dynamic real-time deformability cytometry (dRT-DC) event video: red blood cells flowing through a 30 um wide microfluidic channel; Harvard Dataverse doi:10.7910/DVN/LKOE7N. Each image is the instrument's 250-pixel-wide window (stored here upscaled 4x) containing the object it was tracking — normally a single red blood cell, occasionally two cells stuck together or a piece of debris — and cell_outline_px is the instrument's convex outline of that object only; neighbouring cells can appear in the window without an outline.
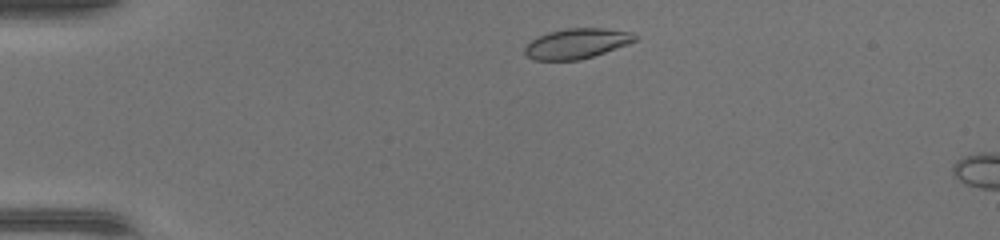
{"species": "common noctule bat (a hibernating species)", "species_latin": "Nyctalus noctula", "temperature_condition": "warm", "stored_images_in_passage": 7, "camera_frame_rate_fps": 3000, "um_per_image_px": 0.085, "animal": {"sex": "female", "body_mass_g": 17.0, "forearm_length_mm": 48.0}, "frame": {"image": 1, "passage_image": 3, "time_ms": 0.667, "image_size_px": [1000, 240], "cell_outline_px": [[640, 36], [636, 40], [628, 44], [580, 60], [536, 60], [528, 56], [524, 52], [524, 48], [536, 36], [548, 32], [568, 28], [600, 28], [632, 32]], "centroid_in_image_um": [49.03, 3.69], "position_along_channel_um": 36.0, "area_um2": 19.25}}